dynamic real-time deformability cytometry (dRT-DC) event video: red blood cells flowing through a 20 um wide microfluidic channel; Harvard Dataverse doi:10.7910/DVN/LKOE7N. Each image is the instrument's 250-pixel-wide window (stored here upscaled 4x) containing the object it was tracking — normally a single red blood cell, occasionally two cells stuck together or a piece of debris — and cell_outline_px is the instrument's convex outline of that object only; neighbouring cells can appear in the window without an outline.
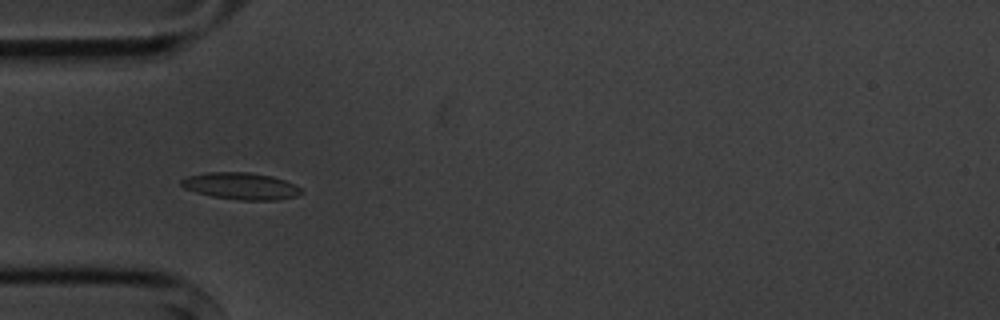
{"species": "common noctule bat (a hibernating species)", "species_latin": "Nyctalus noctula", "temperature_condition": "cold", "stored_images_in_passage": 8, "camera_frame_rate_fps": 3000, "um_per_image_px": 0.085, "animal": {"sex": "male", "body_mass_g": 20.1, "forearm_length_mm": 53.5}, "frame": {"image": 1, "passage_image": 5, "time_ms": 4.667, "image_size_px": [1000, 320], "cell_outline_px": [[304, 192], [296, 196], [276, 200], [240, 200], [212, 196], [196, 192], [184, 188], [180, 184], [180, 180], [188, 176], [208, 172], [248, 172], [272, 176], [284, 180], [300, 188]], "centroid_in_image_um": [20.46, 15.81], "position_along_channel_um": 64.5, "area_um2": 18.67}}
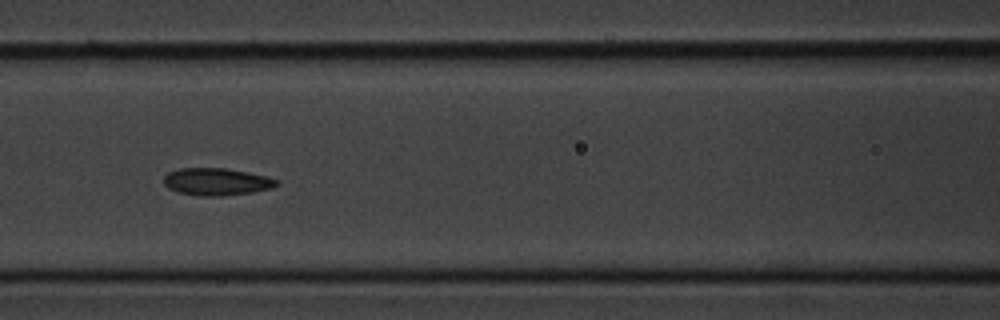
{"frame": {"image": 2, "passage_image": 7, "time_ms": 7.0, "image_size_px": [1000, 320], "cell_outline_px": [[280, 184], [272, 188], [252, 192], [224, 196], [196, 196], [176, 192], [168, 188], [164, 184], [164, 176], [168, 172], [180, 168], [228, 168], [268, 176], [276, 180]], "centroid_in_image_um": [18.4, 15.45], "position_along_channel_um": 148.2, "area_um2": 18.21}}
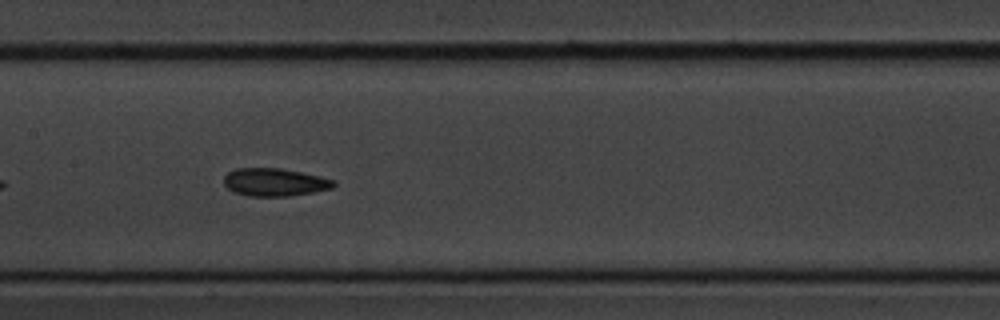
{"frame": {"image": 3, "passage_image": 8, "time_ms": 8.0, "image_size_px": [1000, 320], "cell_outline_px": [[336, 184], [332, 188], [316, 192], [292, 196], [248, 196], [232, 192], [224, 184], [224, 176], [228, 172], [236, 168], [280, 168], [320, 176], [336, 180]], "centroid_in_image_um": [23.36, 15.49], "position_along_channel_um": 184.0, "area_um2": 18.03}}